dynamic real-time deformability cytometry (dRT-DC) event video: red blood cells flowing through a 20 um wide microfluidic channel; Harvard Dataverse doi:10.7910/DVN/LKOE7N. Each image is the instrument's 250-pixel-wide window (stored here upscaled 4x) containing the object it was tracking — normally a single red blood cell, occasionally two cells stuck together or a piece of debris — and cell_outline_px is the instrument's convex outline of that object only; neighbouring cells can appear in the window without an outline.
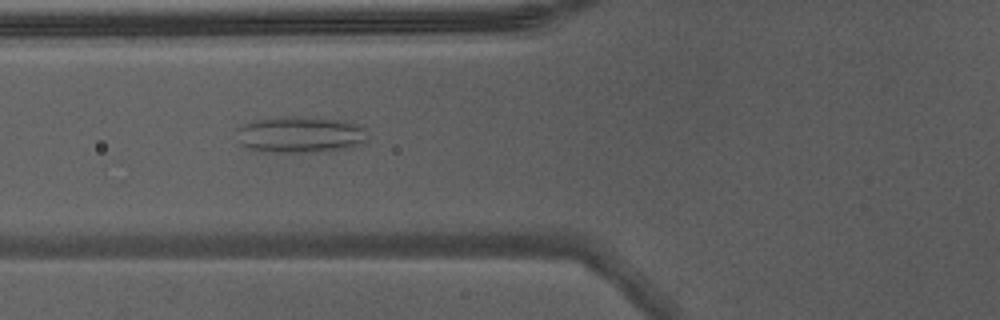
{"species": "Egyptian fruit bat (a non-hibernating species)", "species_latin": "Rousettus aegyptiacus", "temperature_condition": "warm", "stored_images_in_passage": 7, "camera_frame_rate_fps": 3000, "um_per_image_px": 0.085, "animal": {"sex": "male"}, "frame": {"image": 1, "passage_image": 7, "time_ms": 2.0, "image_size_px": [1000, 320], "cell_outline_px": [[368, 144], [352, 148], [304, 152], [256, 152], [240, 144], [236, 128], [252, 120], [284, 116], [296, 116], [344, 120], [360, 124], [364, 128], [368, 136]], "centroid_in_image_um": [25.56, 11.44], "position_along_channel_um": 100.2, "area_um2": 28.5}}